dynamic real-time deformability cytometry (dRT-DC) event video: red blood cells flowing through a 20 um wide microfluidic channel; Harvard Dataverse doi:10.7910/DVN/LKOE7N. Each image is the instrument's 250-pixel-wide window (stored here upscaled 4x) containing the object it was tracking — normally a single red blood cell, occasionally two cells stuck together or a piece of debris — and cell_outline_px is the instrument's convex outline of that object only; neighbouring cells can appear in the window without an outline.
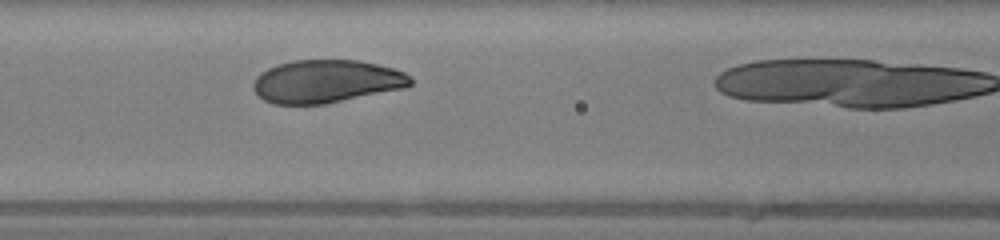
{"species": "human", "species_latin": "Homo sapiens", "temperature_condition": "warm", "stored_images_in_passage": 11, "camera_frame_rate_fps": 3000, "um_per_image_px": 0.085, "donor": {"sex": "female"}, "frame": {"image": 1, "passage_image": 7, "time_ms": 2.0, "image_size_px": [1000, 240], "cell_outline_px": [[412, 84], [404, 88], [324, 104], [272, 104], [264, 100], [252, 88], [252, 84], [256, 76], [260, 72], [276, 64], [296, 60], [360, 60], [392, 68], [404, 72], [412, 76]], "centroid_in_image_um": [27.72, 6.91], "position_along_channel_um": 138.9, "area_um2": 39.42}}